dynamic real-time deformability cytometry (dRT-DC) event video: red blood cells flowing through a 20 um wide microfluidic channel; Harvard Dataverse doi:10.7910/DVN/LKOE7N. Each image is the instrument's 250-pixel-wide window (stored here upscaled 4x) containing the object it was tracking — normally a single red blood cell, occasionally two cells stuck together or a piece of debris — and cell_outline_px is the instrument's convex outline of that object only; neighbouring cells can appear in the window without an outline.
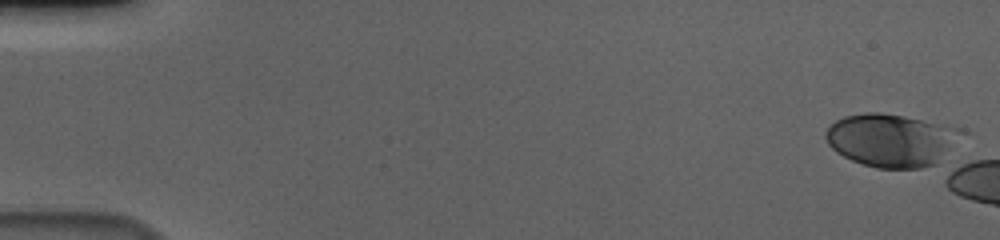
{"species": "human", "species_latin": "Homo sapiens", "temperature_condition": "cold", "stored_images_in_passage": 7, "camera_frame_rate_fps": 3000, "um_per_image_px": 0.085, "donor": {"sex": "male"}, "frame": {"image": 1, "passage_image": 1, "time_ms": 0.0, "image_size_px": [1000, 240], "cell_outline_px": [[968, 132], [932, 164], [920, 168], [876, 168], [852, 160], [836, 152], [828, 144], [824, 136], [824, 132], [836, 120], [844, 116], [864, 112], [876, 112], [900, 116], [964, 128]], "centroid_in_image_um": [75.75, 11.89], "position_along_channel_um": 9.2, "area_um2": 41.5}}